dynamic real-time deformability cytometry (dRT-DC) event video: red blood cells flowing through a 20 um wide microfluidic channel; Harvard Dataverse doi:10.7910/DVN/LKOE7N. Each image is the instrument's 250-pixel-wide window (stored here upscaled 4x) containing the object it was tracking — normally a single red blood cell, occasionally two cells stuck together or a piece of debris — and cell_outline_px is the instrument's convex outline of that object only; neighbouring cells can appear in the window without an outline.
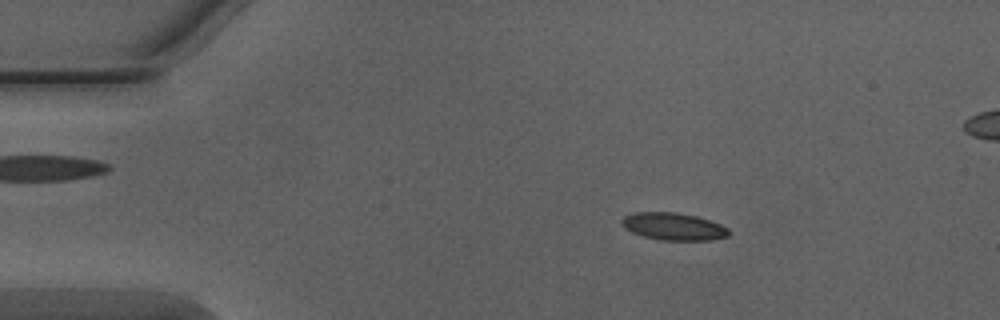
{"species": "Egyptian fruit bat (a non-hibernating species)", "species_latin": "Rousettus aegyptiacus", "temperature_condition": "warm", "stored_images_in_passage": 51, "segment_of_instrument_passage": [1, 2], "camera_frame_rate_fps": 3000, "um_per_image_px": 0.085, "animal": {"sex": "male"}, "frame": {"image": 1, "passage_image": 8, "time_ms": 2.333, "image_size_px": [1000, 320], "cell_outline_px": [[732, 232], [728, 236], [712, 240], [660, 240], [644, 236], [632, 232], [624, 228], [620, 224], [620, 220], [624, 216], [636, 212], [676, 212], [696, 216], [720, 224], [728, 228]], "centroid_in_image_um": [57.24, 19.25], "position_along_channel_um": 27.8, "area_um2": 17.17}}
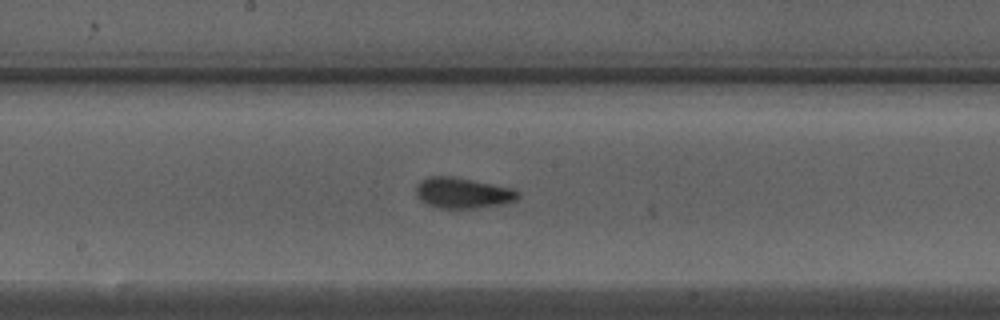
{"frame": {"image": 2, "passage_image": 26, "time_ms": 8.333, "image_size_px": [1000, 320], "cell_outline_px": [[520, 196], [516, 200], [500, 204], [476, 208], [440, 208], [428, 204], [420, 200], [416, 196], [416, 184], [420, 180], [428, 176], [452, 176], [512, 188], [520, 192]], "centroid_in_image_um": [39.3, 16.39], "position_along_channel_um": 208.9, "area_um2": 18.21}}
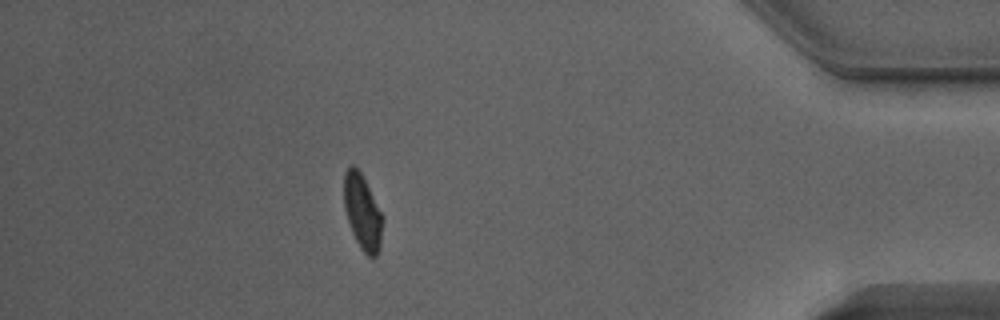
{"frame": {"image": 3, "passage_image": 44, "time_ms": 14.333, "image_size_px": [1000, 320], "cell_outline_px": [[384, 220], [380, 248], [376, 256], [372, 260], [360, 248], [352, 232], [344, 208], [344, 172], [352, 164], [360, 172], [384, 216]], "centroid_in_image_um": [30.83, 18.07], "position_along_channel_um": 404.4, "area_um2": 17.05}}